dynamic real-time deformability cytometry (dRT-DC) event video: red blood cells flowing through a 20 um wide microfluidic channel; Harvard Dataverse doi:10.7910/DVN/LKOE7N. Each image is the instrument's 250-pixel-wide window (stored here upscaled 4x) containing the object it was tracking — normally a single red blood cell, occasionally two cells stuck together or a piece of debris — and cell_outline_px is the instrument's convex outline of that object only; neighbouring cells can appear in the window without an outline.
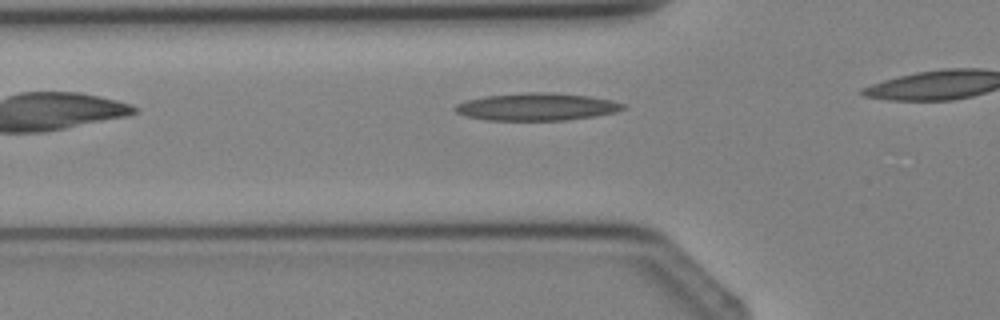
{"species": "Egyptian fruit bat (a non-hibernating species)", "species_latin": "Rousettus aegyptiacus", "temperature_condition": "cold", "stored_images_in_passage": 4, "camera_frame_rate_fps": 3000, "um_per_image_px": 0.085, "animal": {"sex": "female"}, "frame": {"image": 1, "passage_image": 4, "time_ms": 4.333, "image_size_px": [1000, 320], "cell_outline_px": [[624, 108], [616, 112], [596, 116], [564, 120], [488, 120], [468, 116], [456, 112], [452, 108], [456, 104], [468, 100], [488, 96], [528, 92], [552, 92], [588, 96], [612, 100], [624, 104]], "centroid_in_image_um": [45.64, 9.08], "position_along_channel_um": 80.2, "area_um2": 26.65}}